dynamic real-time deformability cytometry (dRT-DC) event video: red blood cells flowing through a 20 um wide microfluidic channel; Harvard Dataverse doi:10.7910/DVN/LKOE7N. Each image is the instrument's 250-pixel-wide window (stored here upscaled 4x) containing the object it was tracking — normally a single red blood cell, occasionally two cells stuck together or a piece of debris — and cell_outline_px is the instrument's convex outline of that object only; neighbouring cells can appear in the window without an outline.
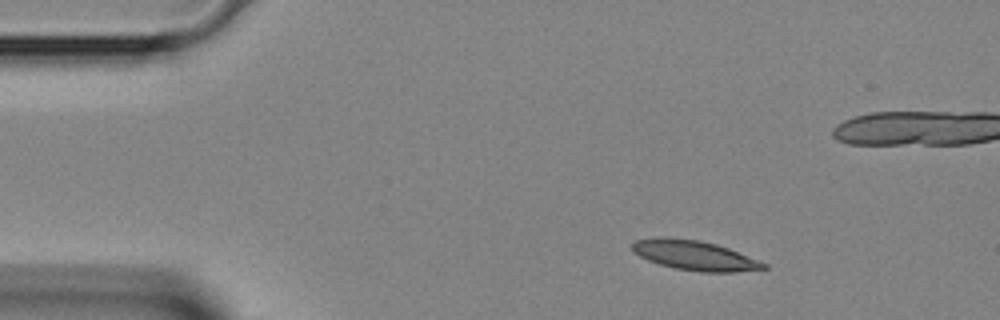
{"species": "Egyptian fruit bat (a non-hibernating species)", "species_latin": "Rousettus aegyptiacus", "temperature_condition": "room temperature", "stored_images_in_passage": 5, "camera_frame_rate_fps": 3000, "um_per_image_px": 0.085, "animal": {"sex": "female"}, "frame": {"image": 1, "passage_image": 1, "time_ms": 0.0, "image_size_px": [1000, 320], "cell_outline_px": [[768, 268], [732, 272], [700, 272], [676, 268], [660, 264], [648, 260], [632, 252], [632, 244], [636, 240], [660, 236], [668, 236], [700, 240], [716, 244], [728, 248], [768, 264]], "centroid_in_image_um": [59.01, 21.69], "position_along_channel_um": 26.0, "area_um2": 22.77}}